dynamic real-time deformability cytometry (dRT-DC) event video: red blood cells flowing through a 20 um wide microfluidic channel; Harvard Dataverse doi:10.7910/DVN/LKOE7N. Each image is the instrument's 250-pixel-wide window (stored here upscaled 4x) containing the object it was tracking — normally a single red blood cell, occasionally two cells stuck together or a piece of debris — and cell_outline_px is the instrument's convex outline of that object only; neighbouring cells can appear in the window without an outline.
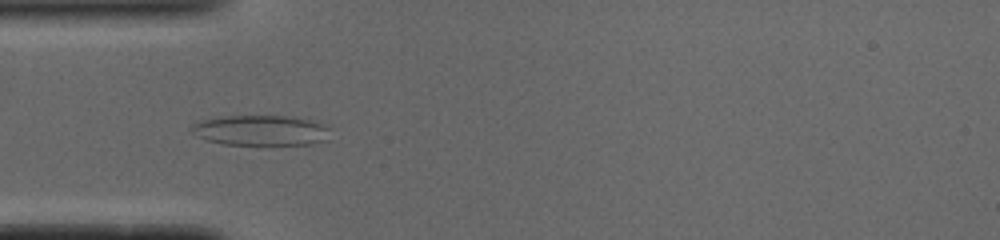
{"species": "common noctule bat (a hibernating species)", "species_latin": "Nyctalus noctula", "temperature_condition": "cold", "stored_images_in_passage": 51, "camera_frame_rate_fps": 3000, "um_per_image_px": 0.085, "animal": {"sex": "male", "body_mass_g": 19.0, "forearm_length_mm": 50.8}, "frame": {"image": 1, "passage_image": 15, "time_ms": 4.667, "image_size_px": [1000, 240], "cell_outline_px": [[328, 140], [312, 144], [220, 144], [196, 136], [188, 128], [204, 120], [228, 116], [284, 116], [308, 120], [320, 124], [328, 128]], "centroid_in_image_um": [22.15, 11.09], "position_along_channel_um": 62.9, "area_um2": 23.99}}
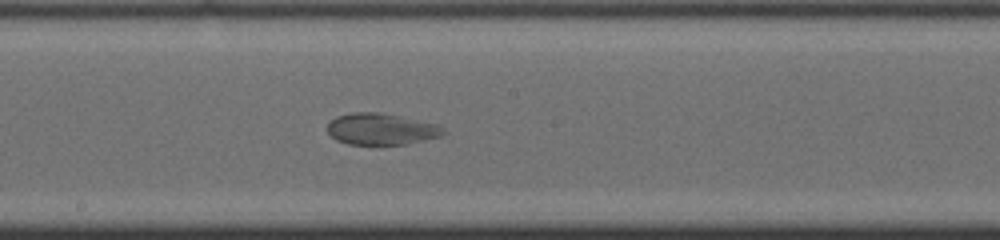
{"frame": {"image": 2, "passage_image": 27, "time_ms": 8.667, "image_size_px": [1000, 240], "cell_outline_px": [[448, 132], [440, 136], [408, 144], [380, 148], [376, 148], [348, 144], [336, 140], [328, 132], [328, 124], [336, 116], [352, 112], [380, 112], [436, 124], [444, 128]], "centroid_in_image_um": [32.39, 11.03], "position_along_channel_um": 215.8, "area_um2": 22.08}}
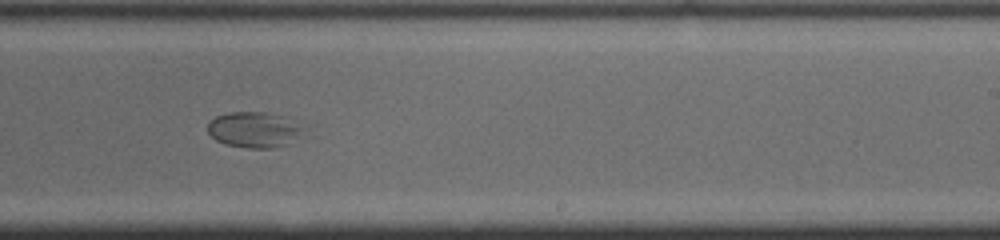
{"frame": {"image": 3, "passage_image": 31, "time_ms": 10.0, "image_size_px": [1000, 240], "cell_outline_px": [[316, 136], [276, 148], [248, 148], [224, 144], [216, 140], [208, 132], [208, 124], [216, 116], [228, 112], [264, 112], [284, 116], [312, 124]], "centroid_in_image_um": [21.99, 11.04], "position_along_channel_um": 267.0, "area_um2": 21.91}}